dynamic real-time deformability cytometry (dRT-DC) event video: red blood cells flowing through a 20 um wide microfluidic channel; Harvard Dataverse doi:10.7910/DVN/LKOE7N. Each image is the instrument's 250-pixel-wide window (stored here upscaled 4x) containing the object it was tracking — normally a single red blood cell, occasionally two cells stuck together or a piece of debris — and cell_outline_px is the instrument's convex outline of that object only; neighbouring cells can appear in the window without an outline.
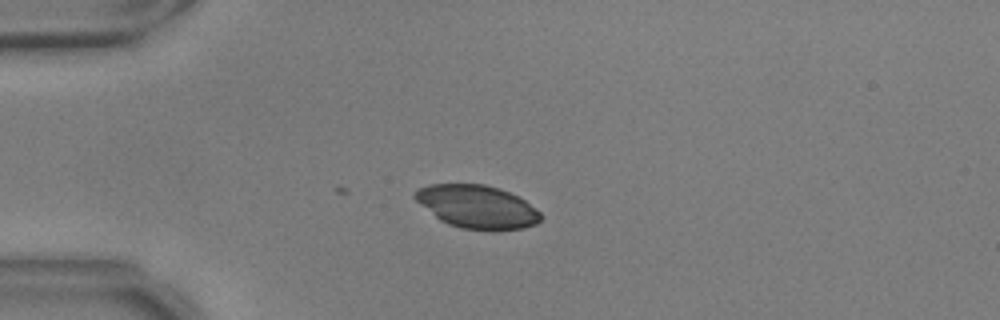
{"species": "common noctule bat (a hibernating species)", "species_latin": "Nyctalus noctula", "temperature_condition": "warm", "stored_images_in_passage": 4, "camera_frame_rate_fps": 3000, "um_per_image_px": 0.085, "animal": {"sex": "male", "body_mass_g": 17.9, "forearm_length_mm": 54.2}, "frame": {"image": 1, "passage_image": 4, "time_ms": 1.0, "image_size_px": [1000, 320], "cell_outline_px": [[540, 220], [536, 224], [524, 228], [492, 232], [460, 228], [448, 224], [440, 220], [420, 204], [412, 196], [412, 192], [428, 184], [484, 184], [500, 188], [524, 200], [540, 212]], "centroid_in_image_um": [40.54, 17.59], "position_along_channel_um": 44.5, "area_um2": 31.85}}